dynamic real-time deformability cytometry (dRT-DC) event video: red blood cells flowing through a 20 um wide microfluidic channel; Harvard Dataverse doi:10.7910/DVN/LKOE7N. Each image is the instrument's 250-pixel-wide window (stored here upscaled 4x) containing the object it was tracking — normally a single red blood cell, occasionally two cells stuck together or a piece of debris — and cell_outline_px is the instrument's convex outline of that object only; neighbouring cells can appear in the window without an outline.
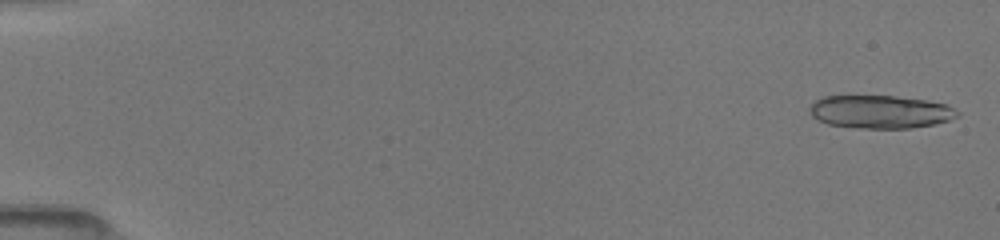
{"species": "common noctule bat (a hibernating species)", "species_latin": "Nyctalus noctula", "temperature_condition": "room temperature", "stored_images_in_passage": 52, "segment_of_instrument_passage": [1, 2], "camera_frame_rate_fps": 3000, "um_per_image_px": 0.085, "animal": {"sex": "female", "body_mass_g": 19.5, "forearm_length_mm": 54.1}, "frame": {"image": 1, "passage_image": 2, "time_ms": 0.333, "image_size_px": [1000, 240], "cell_outline_px": [[960, 116], [948, 120], [932, 124], [908, 128], [856, 128], [828, 124], [816, 120], [812, 116], [808, 108], [816, 100], [824, 96], [848, 92], [892, 96], [928, 100], [948, 104], [960, 112]], "centroid_in_image_um": [74.75, 9.45], "position_along_channel_um": 10.2, "area_um2": 29.54}}